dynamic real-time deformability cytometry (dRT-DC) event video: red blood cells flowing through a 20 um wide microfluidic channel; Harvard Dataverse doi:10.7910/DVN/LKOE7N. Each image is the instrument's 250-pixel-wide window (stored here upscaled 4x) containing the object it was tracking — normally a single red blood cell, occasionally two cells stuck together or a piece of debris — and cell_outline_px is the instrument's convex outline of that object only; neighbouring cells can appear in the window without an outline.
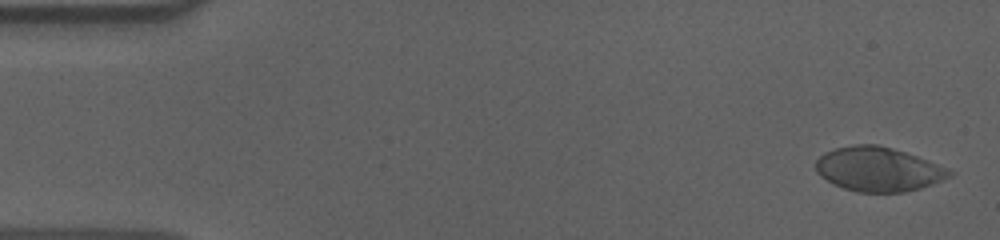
{"species": "human", "species_latin": "Homo sapiens", "temperature_condition": "cold", "stored_images_in_passage": 57, "segment_of_instrument_passage": [1, 2], "camera_frame_rate_fps": 3000, "um_per_image_px": 0.085, "donor": {"sex": "male"}, "frame": {"image": 1, "passage_image": 2, "time_ms": 0.333, "image_size_px": [1000, 240], "cell_outline_px": [[956, 172], [952, 176], [932, 184], [920, 188], [904, 192], [856, 192], [844, 188], [820, 176], [816, 172], [816, 160], [824, 152], [836, 148], [856, 144], [876, 144], [892, 148], [916, 156], [948, 168]], "centroid_in_image_um": [74.67, 14.38], "position_along_channel_um": 10.3, "area_um2": 34.33}}
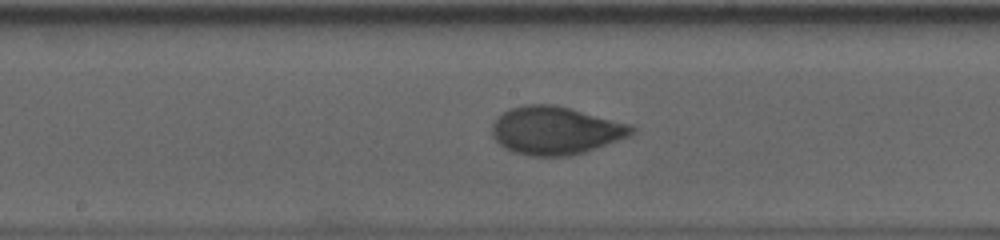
{"frame": {"image": 2, "passage_image": 29, "time_ms": 9.333, "image_size_px": [1000, 240], "cell_outline_px": [[636, 132], [628, 136], [584, 152], [568, 156], [528, 156], [512, 152], [504, 148], [492, 136], [492, 124], [508, 108], [524, 104], [556, 104], [572, 108], [632, 124], [636, 128]], "centroid_in_image_um": [47.22, 11.08], "position_along_channel_um": 201.0, "area_um2": 39.3}}
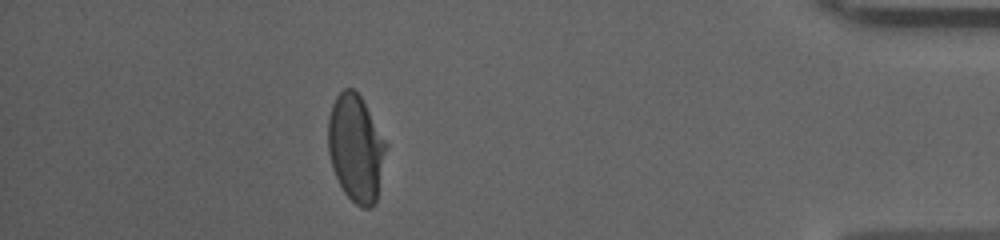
{"frame": {"image": 3, "passage_image": 50, "time_ms": 16.333, "image_size_px": [1000, 240], "cell_outline_px": [[388, 144], [376, 204], [368, 208], [360, 208], [344, 192], [332, 168], [328, 152], [328, 116], [332, 104], [336, 96], [344, 88], [352, 88], [360, 96]], "centroid_in_image_um": [30.25, 12.61], "position_along_channel_um": 404.9, "area_um2": 36.3}}